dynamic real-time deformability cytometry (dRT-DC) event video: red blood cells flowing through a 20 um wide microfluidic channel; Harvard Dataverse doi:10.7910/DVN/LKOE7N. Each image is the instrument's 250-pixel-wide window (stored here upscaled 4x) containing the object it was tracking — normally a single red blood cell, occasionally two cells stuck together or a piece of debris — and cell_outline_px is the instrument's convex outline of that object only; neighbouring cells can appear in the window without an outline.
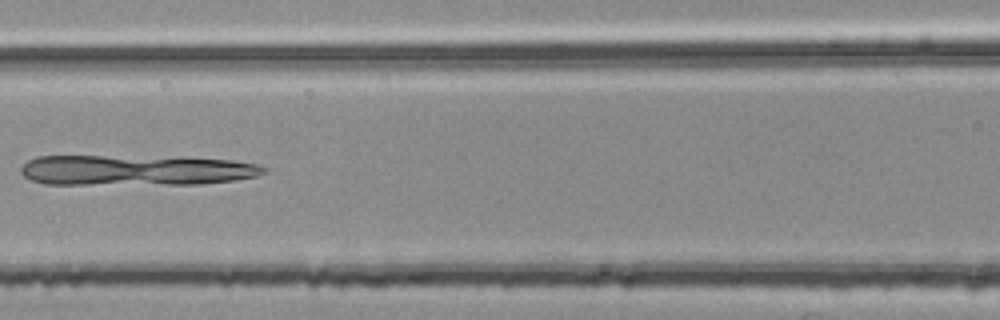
{"species": "common noctule bat (a hibernating species)", "species_latin": "Nyctalus noctula", "temperature_condition": "room temperature", "stored_images_in_passage": 4, "camera_frame_rate_fps": 3000, "um_per_image_px": 0.085, "animal": {"sex": "female", "body_mass_g": 25.1}, "frame": {"image": 1, "passage_image": 4, "time_ms": 1.0, "image_size_px": [1000, 320], "cell_outline_px": [[268, 168], [264, 172], [256, 176], [236, 180], [200, 184], [48, 184], [32, 180], [24, 176], [20, 172], [20, 168], [28, 160], [36, 156], [184, 156], [228, 160], [256, 164]], "centroid_in_image_um": [11.57, 14.45], "position_along_channel_um": 155.0, "area_um2": 43.64}}